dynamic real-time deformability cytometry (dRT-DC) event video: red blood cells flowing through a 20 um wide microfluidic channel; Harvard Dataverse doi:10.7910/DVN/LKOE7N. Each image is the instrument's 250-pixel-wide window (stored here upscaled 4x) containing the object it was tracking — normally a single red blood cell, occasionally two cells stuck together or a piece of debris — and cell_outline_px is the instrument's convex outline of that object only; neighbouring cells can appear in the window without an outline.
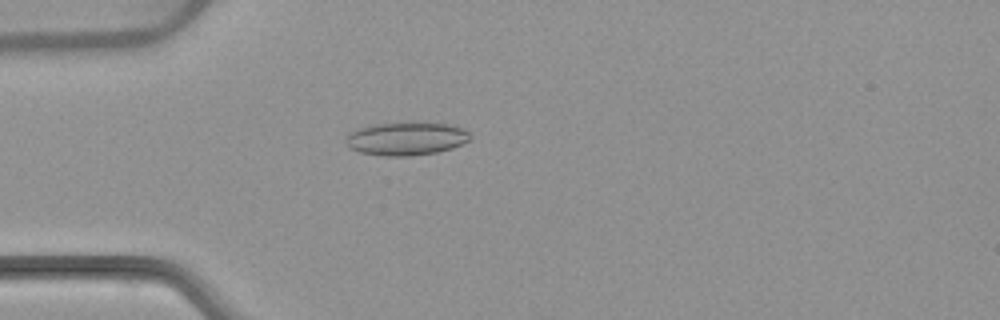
{"species": "common noctule bat (a hibernating species)", "species_latin": "Nyctalus noctula", "temperature_condition": "warm", "stored_images_in_passage": 4, "camera_frame_rate_fps": 3000, "um_per_image_px": 0.085, "animal": {"sex": "female", "body_mass_g": 22.7, "forearm_length_mm": 54.2}, "frame": {"image": 1, "passage_image": 4, "time_ms": 3.667, "image_size_px": [1000, 320], "cell_outline_px": [[472, 140], [452, 148], [436, 152], [412, 156], [384, 156], [360, 152], [352, 148], [344, 140], [344, 136], [360, 128], [376, 124], [412, 120], [424, 120], [448, 124], [464, 128], [472, 136]], "centroid_in_image_um": [34.6, 11.74], "position_along_channel_um": 50.4, "area_um2": 24.8}}